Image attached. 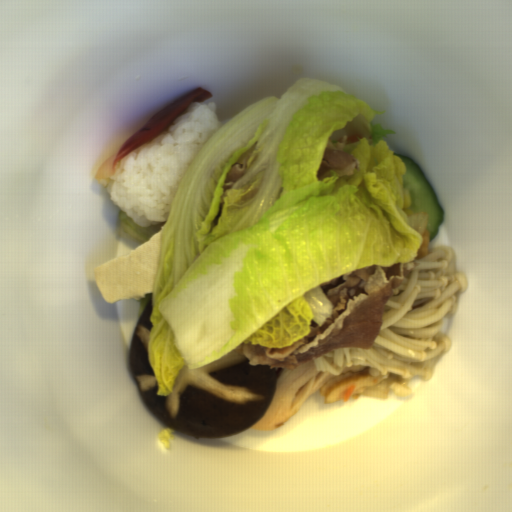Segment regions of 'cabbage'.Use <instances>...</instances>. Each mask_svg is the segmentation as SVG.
Returning <instances> with one entry per match:
<instances>
[{"instance_id": "4295e07d", "label": "cabbage", "mask_w": 512, "mask_h": 512, "mask_svg": "<svg viewBox=\"0 0 512 512\" xmlns=\"http://www.w3.org/2000/svg\"><path fill=\"white\" fill-rule=\"evenodd\" d=\"M385 111L301 77L199 150L159 231L146 338L156 395L174 392L184 366L197 370L241 343L282 349L310 334L311 320L323 327L334 304L321 283L418 257L407 165L387 141L344 145L359 163L352 175L317 176L334 130ZM235 162L246 172L223 192Z\"/></svg>"}]
</instances>
